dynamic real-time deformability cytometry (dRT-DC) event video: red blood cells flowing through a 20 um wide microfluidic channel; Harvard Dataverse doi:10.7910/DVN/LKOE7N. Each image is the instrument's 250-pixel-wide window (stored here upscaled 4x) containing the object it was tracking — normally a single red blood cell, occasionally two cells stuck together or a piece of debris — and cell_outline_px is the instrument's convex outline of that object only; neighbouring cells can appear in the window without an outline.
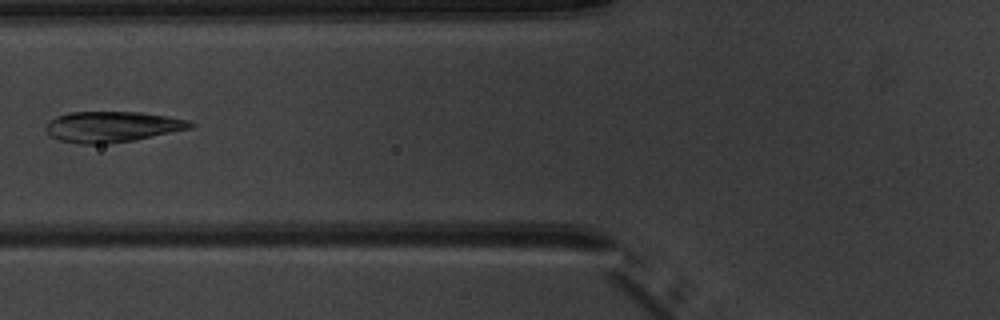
{"species": "common noctule bat (a hibernating species)", "species_latin": "Nyctalus noctula", "temperature_condition": "warm", "stored_images_in_passage": 6, "camera_frame_rate_fps": 3000, "um_per_image_px": 0.085, "animal": {"sex": "male", "body_mass_g": 20.1, "forearm_length_mm": 53.5}, "frame": {"image": 1, "passage_image": 6, "time_ms": 6.0, "image_size_px": [1000, 320], "cell_outline_px": [[196, 124], [192, 128], [132, 140], [108, 144], [76, 144], [60, 140], [52, 136], [44, 128], [44, 124], [48, 120], [56, 116], [72, 112], [140, 112], [168, 116], [188, 120]], "centroid_in_image_um": [9.5, 10.77], "position_along_channel_um": 116.3, "area_um2": 25.95}}